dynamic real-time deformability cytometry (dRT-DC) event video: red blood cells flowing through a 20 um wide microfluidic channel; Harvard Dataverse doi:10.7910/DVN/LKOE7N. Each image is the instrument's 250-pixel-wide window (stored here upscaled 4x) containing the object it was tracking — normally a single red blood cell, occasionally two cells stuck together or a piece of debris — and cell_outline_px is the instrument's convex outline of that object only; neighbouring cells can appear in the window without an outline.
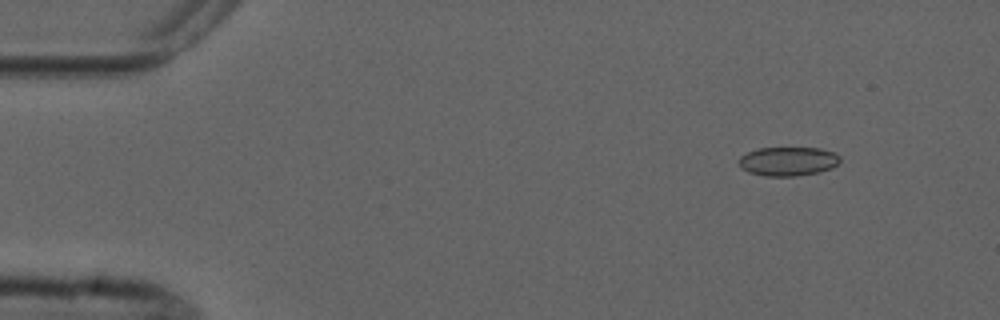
{"species": "common noctule bat (a hibernating species)", "species_latin": "Nyctalus noctula", "temperature_condition": "cold", "stored_images_in_passage": 4, "camera_frame_rate_fps": 3000, "um_per_image_px": 0.085, "animal": {"sex": "male", "forearm_length_mm": 52.5}, "frame": {"image": 1, "passage_image": 1, "time_ms": 0.0, "image_size_px": [1000, 320], "cell_outline_px": [[840, 160], [832, 168], [820, 172], [796, 176], [764, 176], [748, 172], [740, 168], [740, 156], [756, 148], [820, 148], [836, 152], [840, 156]], "centroid_in_image_um": [66.99, 13.71], "position_along_channel_um": 18.0, "area_um2": 17.22}}
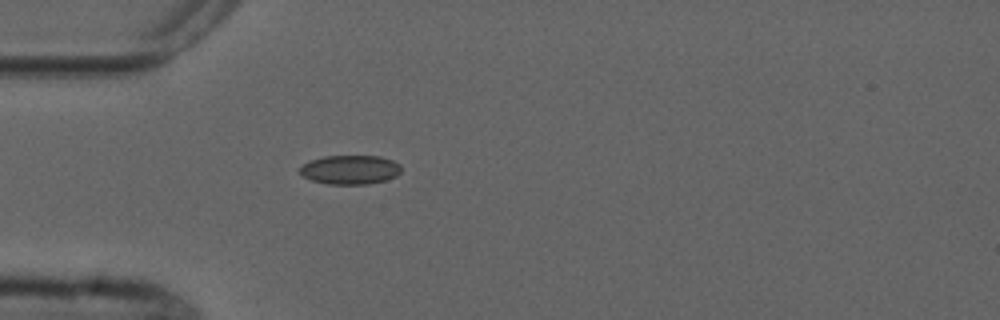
{"frame": {"image": 2, "passage_image": 4, "time_ms": 3.333, "image_size_px": [1000, 320], "cell_outline_px": [[400, 172], [396, 176], [384, 180], [368, 184], [328, 184], [312, 180], [304, 176], [300, 172], [300, 168], [304, 164], [312, 160], [324, 156], [380, 156], [392, 160], [400, 164]], "centroid_in_image_um": [29.78, 14.42], "position_along_channel_um": 55.2, "area_um2": 16.99}}